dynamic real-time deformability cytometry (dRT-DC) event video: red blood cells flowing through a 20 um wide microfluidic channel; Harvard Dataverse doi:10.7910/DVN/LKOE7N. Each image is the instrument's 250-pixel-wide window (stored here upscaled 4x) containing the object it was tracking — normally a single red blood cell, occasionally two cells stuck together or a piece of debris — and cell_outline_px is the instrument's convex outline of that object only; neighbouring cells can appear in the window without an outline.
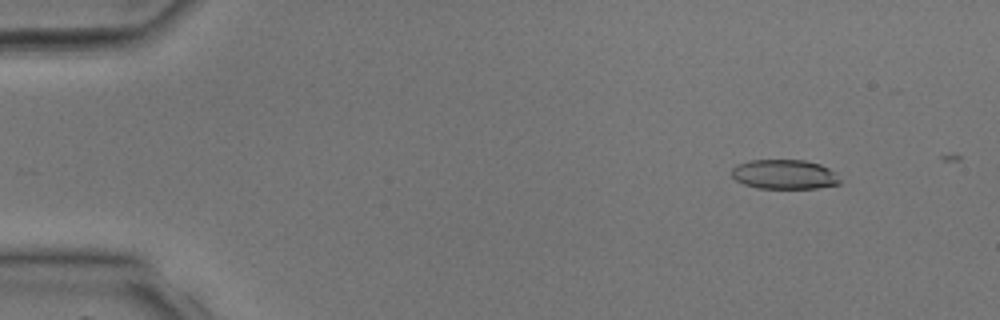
{"species": "common noctule bat (a hibernating species)", "species_latin": "Nyctalus noctula", "temperature_condition": "room temperature", "stored_images_in_passage": 36, "camera_frame_rate_fps": 3000, "um_per_image_px": 0.085, "animal": {"sex": "male", "body_mass_g": 17.9, "forearm_length_mm": 54.2}, "frame": {"image": 1, "passage_image": 4, "time_ms": 1.0, "image_size_px": [1000, 320], "cell_outline_px": [[840, 184], [816, 188], [756, 188], [744, 184], [736, 180], [732, 176], [732, 168], [736, 164], [752, 160], [804, 160], [820, 164], [836, 172], [840, 180]], "centroid_in_image_um": [66.68, 14.82], "position_along_channel_um": 18.3, "area_um2": 18.67}}
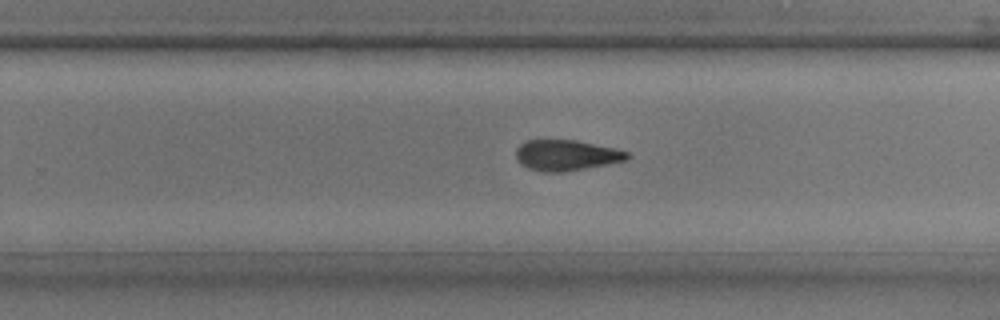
{"frame": {"image": 2, "passage_image": 25, "time_ms": 8.0, "image_size_px": [1000, 320], "cell_outline_px": [[632, 156], [628, 160], [608, 164], [564, 172], [544, 172], [528, 168], [520, 164], [516, 160], [516, 148], [524, 140], [576, 140], [616, 148], [628, 152]], "centroid_in_image_um": [48.14, 13.19], "position_along_channel_um": 281.7, "area_um2": 20.17}}
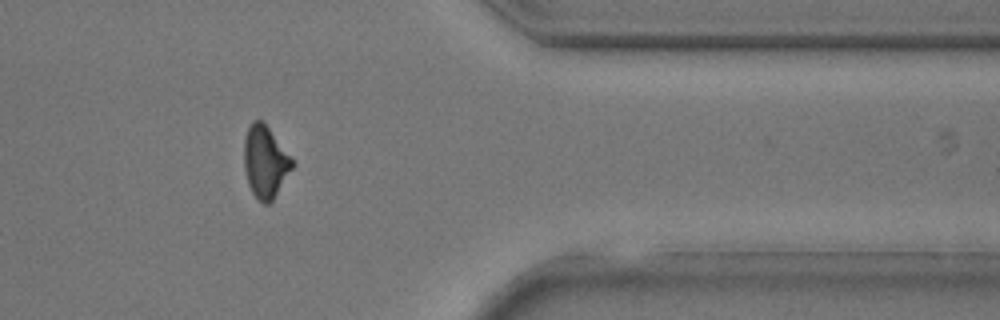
{"frame": {"image": 3, "passage_image": 32, "time_ms": 10.333, "image_size_px": [1000, 320], "cell_outline_px": [[296, 164], [272, 200], [268, 204], [264, 204], [252, 192], [248, 184], [244, 168], [244, 140], [248, 128], [252, 120], [260, 120], [268, 128], [296, 160]], "centroid_in_image_um": [22.57, 13.75], "position_along_channel_um": 388.8, "area_um2": 20.29}}